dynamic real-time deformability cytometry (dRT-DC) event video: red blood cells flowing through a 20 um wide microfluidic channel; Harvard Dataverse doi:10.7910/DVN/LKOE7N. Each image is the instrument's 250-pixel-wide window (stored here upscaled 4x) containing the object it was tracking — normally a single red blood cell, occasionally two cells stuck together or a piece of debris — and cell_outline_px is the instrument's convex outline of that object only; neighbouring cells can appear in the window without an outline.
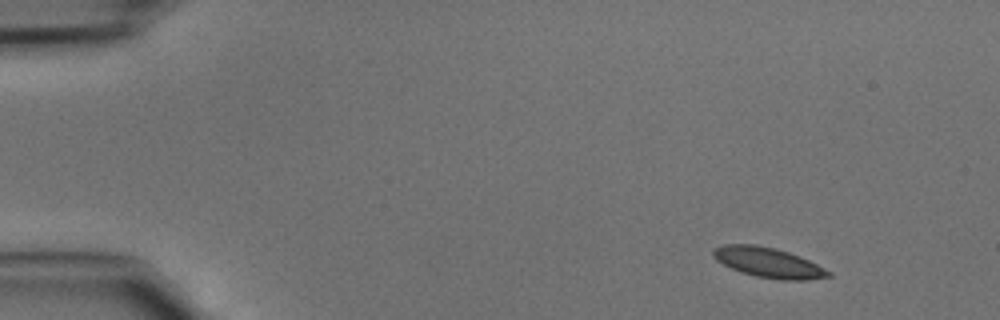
{"species": "common noctule bat (a hibernating species)", "species_latin": "Nyctalus noctula", "temperature_condition": "cold", "stored_images_in_passage": 42, "camera_frame_rate_fps": 3000, "um_per_image_px": 0.085, "animal": {"sex": "male", "body_mass_g": 15.6}, "frame": {"image": 1, "passage_image": 1, "time_ms": 0.0, "image_size_px": [1000, 320], "cell_outline_px": [[832, 276], [808, 280], [780, 280], [756, 276], [740, 272], [716, 260], [712, 256], [712, 248], [724, 244], [756, 244], [776, 248], [800, 256], [832, 272]], "centroid_in_image_um": [65.29, 22.31], "position_along_channel_um": 19.7, "area_um2": 20.29}}
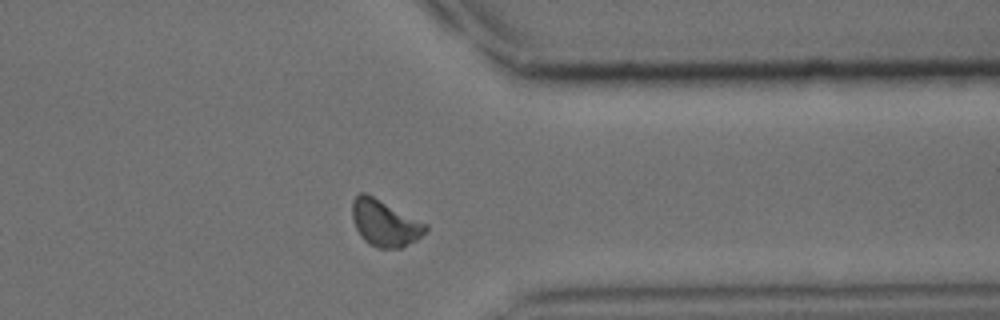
{"frame": {"image": 2, "passage_image": 33, "time_ms": 10.667, "image_size_px": [1000, 320], "cell_outline_px": [[428, 232], [416, 240], [400, 248], [380, 248], [368, 244], [360, 236], [356, 228], [352, 216], [352, 200], [360, 192], [364, 192], [428, 224]], "centroid_in_image_um": [32.71, 18.97], "position_along_channel_um": 378.7, "area_um2": 19.77}}
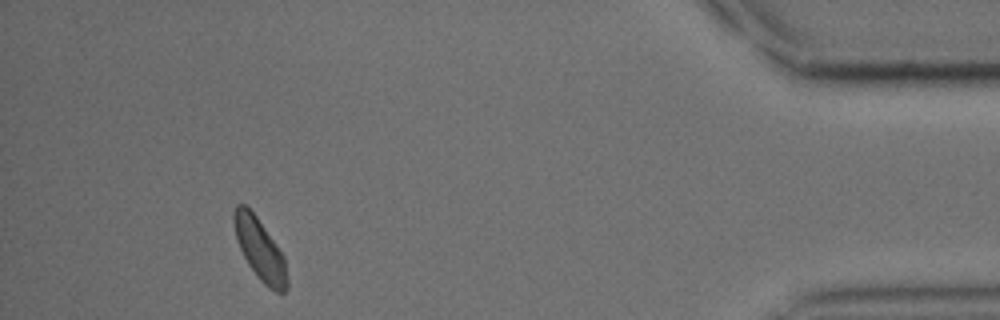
{"frame": {"image": 3, "passage_image": 39, "time_ms": 12.667, "image_size_px": [1000, 320], "cell_outline_px": [[288, 288], [284, 292], [276, 292], [268, 288], [260, 280], [248, 264], [236, 240], [232, 220], [232, 212], [236, 204], [244, 204], [256, 216], [276, 244], [284, 256], [288, 280]], "centroid_in_image_um": [22.08, 21.2], "position_along_channel_um": 413.1, "area_um2": 19.07}}